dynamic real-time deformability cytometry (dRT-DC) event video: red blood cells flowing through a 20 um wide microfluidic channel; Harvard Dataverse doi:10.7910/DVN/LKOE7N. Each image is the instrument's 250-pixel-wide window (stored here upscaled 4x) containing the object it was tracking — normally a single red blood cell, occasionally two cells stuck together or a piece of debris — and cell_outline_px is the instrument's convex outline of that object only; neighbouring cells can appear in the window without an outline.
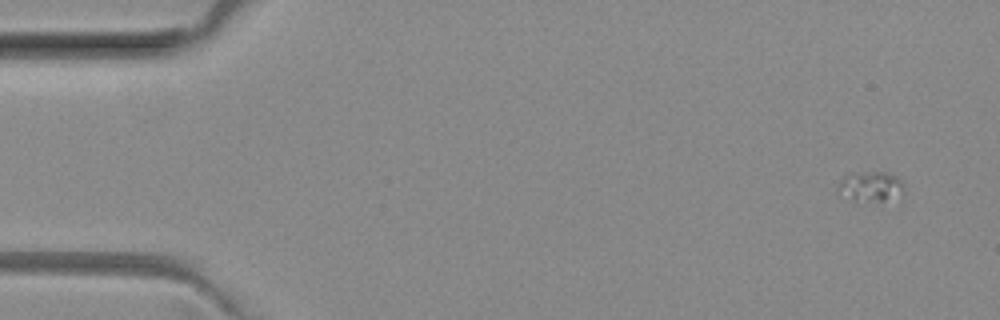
{"species": "common noctule bat (a hibernating species)", "species_latin": "Nyctalus noctula", "temperature_condition": "room temperature", "stored_images_in_passage": 49, "camera_frame_rate_fps": 3000, "um_per_image_px": 0.085, "animal": {"sex": "female", "body_mass_g": 29.2, "forearm_length_mm": 56.3}, "frame": {"image": 1, "passage_image": 1, "time_ms": 0.0, "image_size_px": [1000, 320], "cell_outline_px": [[904, 188], [884, 200], [856, 204], [836, 188], [840, 180], [844, 176], [856, 172], [888, 172], [896, 176], [904, 184]], "centroid_in_image_um": [73.91, 15.85], "position_along_channel_um": 11.1, "area_um2": 11.44}}